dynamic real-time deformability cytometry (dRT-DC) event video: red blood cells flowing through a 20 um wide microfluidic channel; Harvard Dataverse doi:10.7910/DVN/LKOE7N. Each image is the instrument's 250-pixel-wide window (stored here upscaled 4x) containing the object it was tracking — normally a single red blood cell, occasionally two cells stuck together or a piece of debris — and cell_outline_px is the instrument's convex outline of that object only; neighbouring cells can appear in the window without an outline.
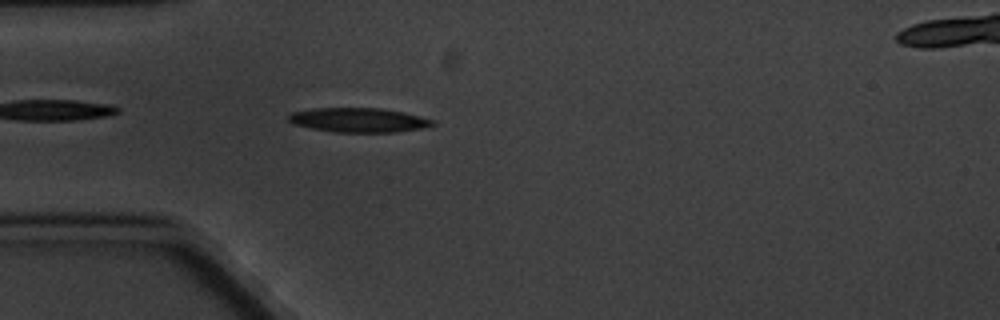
{"species": "common noctule bat (a hibernating species)", "species_latin": "Nyctalus noctula", "temperature_condition": "cold", "stored_images_in_passage": 5, "camera_frame_rate_fps": 3000, "um_per_image_px": 0.085, "animal": {"sex": "male", "body_mass_g": 20.1, "forearm_length_mm": 53.5}, "frame": {"image": 1, "passage_image": 5, "time_ms": 4.667, "image_size_px": [1000, 320], "cell_outline_px": [[436, 124], [424, 128], [396, 132], [332, 132], [292, 124], [288, 120], [288, 116], [292, 112], [312, 108], [380, 108], [404, 112], [436, 120]], "centroid_in_image_um": [30.51, 10.2], "position_along_channel_um": 54.5, "area_um2": 20.63}}